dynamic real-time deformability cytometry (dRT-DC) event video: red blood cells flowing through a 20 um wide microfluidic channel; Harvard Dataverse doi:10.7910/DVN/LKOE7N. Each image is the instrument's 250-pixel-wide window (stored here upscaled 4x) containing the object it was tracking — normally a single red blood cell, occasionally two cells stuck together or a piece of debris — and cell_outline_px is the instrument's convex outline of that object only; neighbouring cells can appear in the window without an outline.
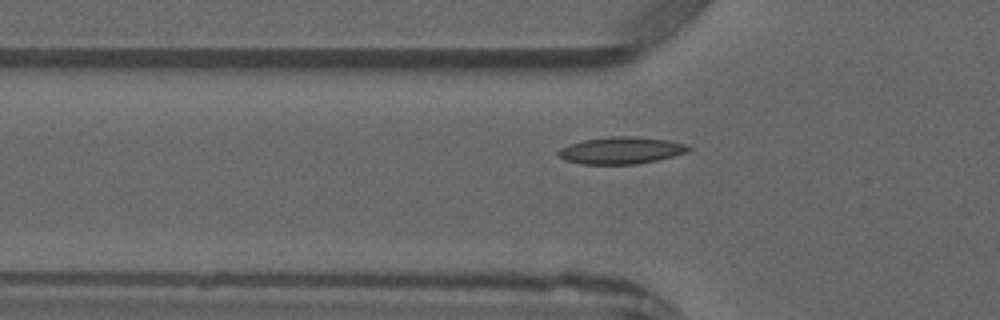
{"species": "common noctule bat (a hibernating species)", "species_latin": "Nyctalus noctula", "temperature_condition": "warm", "stored_images_in_passage": 5, "camera_frame_rate_fps": 3000, "um_per_image_px": 0.085, "animal": {"sex": "male", "forearm_length_mm": 52.5}, "frame": {"image": 1, "passage_image": 5, "time_ms": 4.667, "image_size_px": [1000, 320], "cell_outline_px": [[692, 148], [688, 152], [656, 160], [636, 164], [580, 164], [564, 160], [556, 152], [560, 148], [568, 144], [584, 140], [612, 136], [628, 136], [668, 140], [684, 144]], "centroid_in_image_um": [52.75, 12.79], "position_along_channel_um": 73.0, "area_um2": 20.35}}